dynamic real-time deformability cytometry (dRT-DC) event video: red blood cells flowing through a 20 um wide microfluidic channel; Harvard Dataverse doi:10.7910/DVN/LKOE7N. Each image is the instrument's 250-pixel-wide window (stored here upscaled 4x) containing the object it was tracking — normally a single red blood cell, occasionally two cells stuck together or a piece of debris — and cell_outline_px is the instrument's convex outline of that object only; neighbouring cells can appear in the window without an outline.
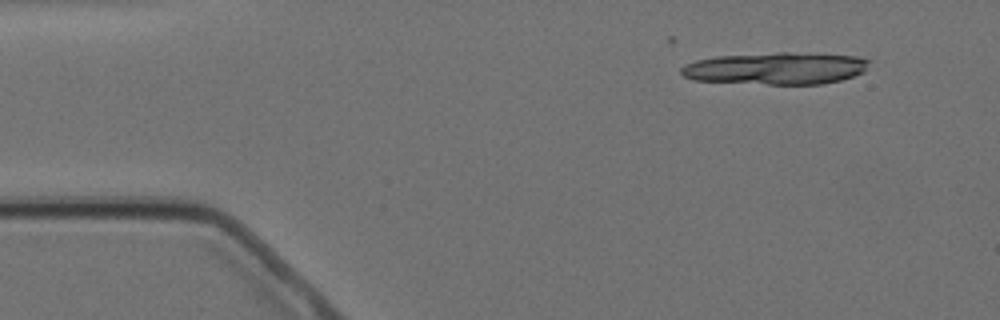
{"species": "Egyptian fruit bat (a non-hibernating species)", "species_latin": "Rousettus aegyptiacus", "temperature_condition": "cold", "stored_images_in_passage": 15, "camera_frame_rate_fps": 3000, "um_per_image_px": 0.085, "animal": {"sex": "female"}, "frame": {"image": 1, "passage_image": 1, "time_ms": 0.0, "image_size_px": [1000, 320], "cell_outline_px": [[872, 60], [864, 72], [840, 80], [824, 84], [768, 84], [692, 80], [684, 76], [680, 72], [680, 68], [684, 64], [696, 60], [716, 56], [776, 52], [788, 52], [856, 56]], "centroid_in_image_um": [65.95, 5.8], "position_along_channel_um": 19.1, "area_um2": 35.32}}
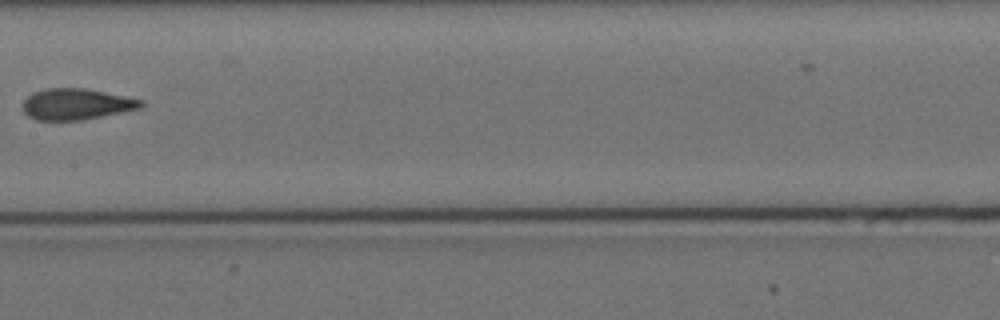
{"frame": {"image": 2, "passage_image": 7, "time_ms": 7.667, "image_size_px": [1000, 320], "cell_outline_px": [[144, 104], [140, 108], [80, 120], [36, 120], [28, 116], [24, 112], [24, 100], [32, 92], [44, 88], [84, 88], [144, 100]], "centroid_in_image_um": [6.46, 8.84], "position_along_channel_um": 200.9, "area_um2": 21.21}}
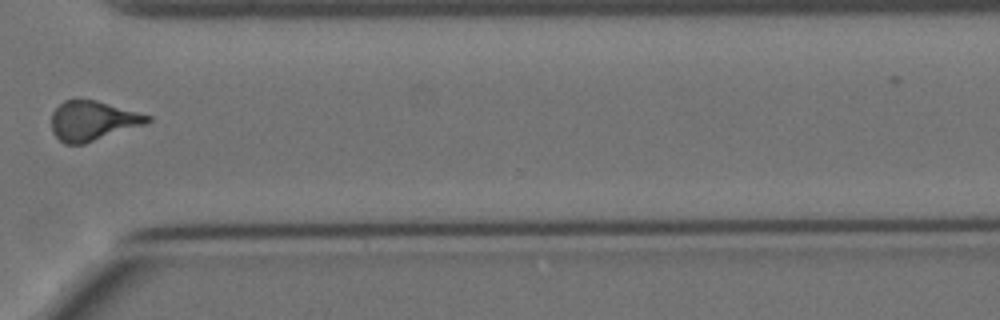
{"frame": {"image": 3, "passage_image": 11, "time_ms": 12.333, "image_size_px": [1000, 320], "cell_outline_px": [[152, 120], [144, 124], [84, 144], [64, 144], [52, 132], [52, 112], [64, 100], [96, 100], [152, 116]], "centroid_in_image_um": [7.86, 10.27], "position_along_channel_um": 362.7, "area_um2": 21.91}, "authors_computed_cell_mechanics": {"area_um2": 21.3282, "velocity_mm_per_s": 3.4698, "shape_relaxation_time_tau1_ms": 3.4391, "shape_relaxation_time_tau2_ms": 2.6136, "deformation_change_tau1": 0.1836, "deformation_change_tau2": 0.1007}}